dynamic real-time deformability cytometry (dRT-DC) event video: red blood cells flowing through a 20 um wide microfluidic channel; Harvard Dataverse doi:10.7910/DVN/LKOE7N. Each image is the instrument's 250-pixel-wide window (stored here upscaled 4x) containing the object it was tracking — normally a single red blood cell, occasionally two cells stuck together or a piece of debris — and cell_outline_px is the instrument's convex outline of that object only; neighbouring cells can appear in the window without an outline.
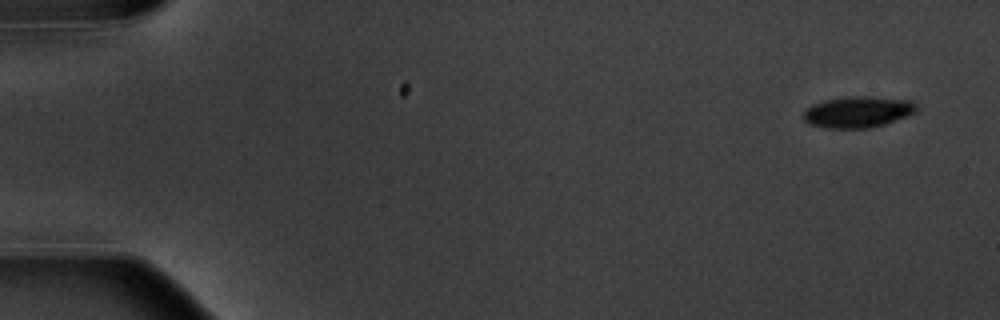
{"species": "common noctule bat (a hibernating species)", "species_latin": "Nyctalus noctula", "temperature_condition": "warm", "stored_images_in_passage": 2, "segment_of_instrument_passage": [2, 2], "camera_frame_rate_fps": 3000, "um_per_image_px": 0.085, "animal": {"sex": "male", "body_mass_g": 20.1, "forearm_length_mm": 53.5}, "frame": {"image": 1, "passage_image": 2, "time_ms": 1.333, "image_size_px": [1000, 320], "cell_outline_px": [[916, 112], [908, 116], [872, 128], [824, 128], [808, 124], [804, 120], [804, 112], [812, 104], [824, 100], [848, 96], [864, 96], [912, 100], [916, 104]], "centroid_in_image_um": [72.92, 9.52], "position_along_channel_um": 12.1, "area_um2": 20.69}}